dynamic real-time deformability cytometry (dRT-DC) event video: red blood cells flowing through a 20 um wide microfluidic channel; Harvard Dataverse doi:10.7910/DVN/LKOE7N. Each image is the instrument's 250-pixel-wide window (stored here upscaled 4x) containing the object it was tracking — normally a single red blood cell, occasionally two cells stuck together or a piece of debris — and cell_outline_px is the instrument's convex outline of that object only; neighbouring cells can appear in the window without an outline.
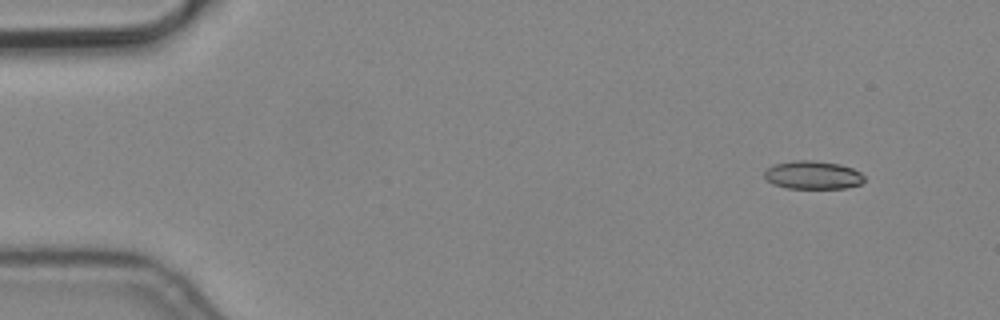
{"species": "common noctule bat (a hibernating species)", "species_latin": "Nyctalus noctula", "temperature_condition": "cold", "stored_images_in_passage": 2, "camera_frame_rate_fps": 3000, "um_per_image_px": 0.085, "animal": {"sex": "male", "body_mass_g": 19.2, "forearm_length_mm": 51.8}, "frame": {"image": 1, "passage_image": 2, "time_ms": 0.333, "image_size_px": [1000, 320], "cell_outline_px": [[864, 180], [860, 184], [844, 188], [788, 188], [772, 184], [764, 176], [764, 172], [772, 164], [796, 160], [812, 160], [840, 164], [852, 168], [860, 172], [864, 176]], "centroid_in_image_um": [69.08, 14.87], "position_along_channel_um": 15.9, "area_um2": 16.42}}